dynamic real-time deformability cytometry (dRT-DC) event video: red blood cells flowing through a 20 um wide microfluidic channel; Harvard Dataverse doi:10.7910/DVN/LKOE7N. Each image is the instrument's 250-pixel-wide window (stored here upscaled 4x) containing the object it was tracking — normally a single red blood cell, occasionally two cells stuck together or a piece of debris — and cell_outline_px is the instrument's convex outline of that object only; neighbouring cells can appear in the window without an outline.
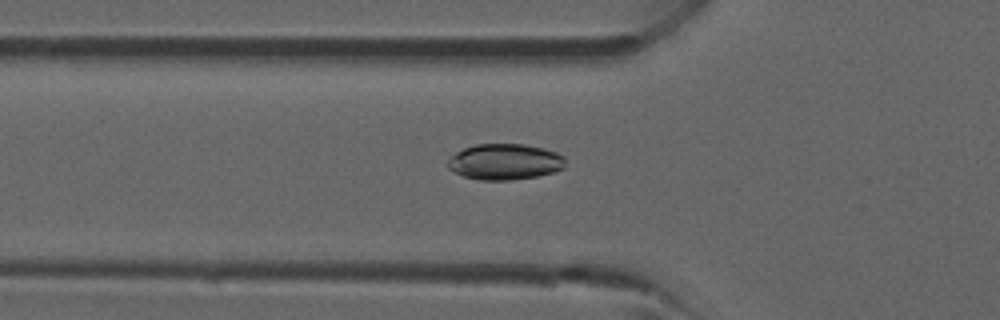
{"species": "common noctule bat (a hibernating species)", "species_latin": "Nyctalus noctula", "temperature_condition": "room temperature", "stored_images_in_passage": 22, "camera_frame_rate_fps": 3000, "um_per_image_px": 0.085, "animal": {"sex": "male", "forearm_length_mm": 52.5}, "frame": {"image": 1, "passage_image": 5, "time_ms": 1.333, "image_size_px": [1000, 320], "cell_outline_px": [[564, 168], [552, 172], [536, 176], [508, 180], [480, 180], [464, 176], [448, 168], [448, 160], [456, 152], [464, 148], [476, 144], [524, 144], [544, 148], [556, 152], [564, 156]], "centroid_in_image_um": [42.91, 13.74], "position_along_channel_um": 82.9, "area_um2": 24.45}}
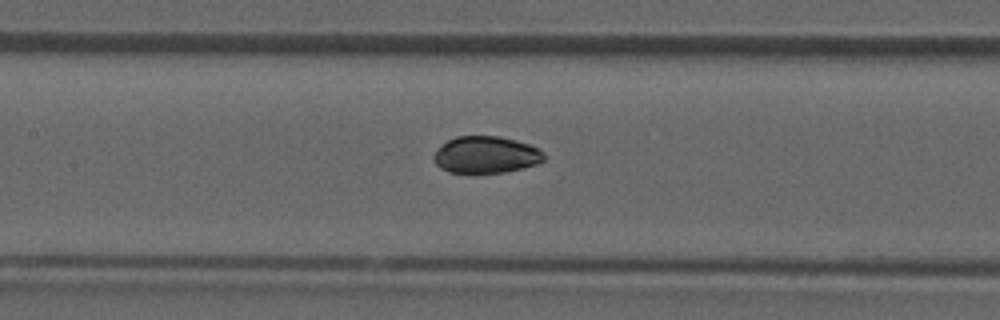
{"frame": {"image": 2, "passage_image": 10, "time_ms": 3.0, "image_size_px": [1000, 320], "cell_outline_px": [[544, 160], [536, 164], [504, 172], [472, 176], [448, 172], [440, 168], [432, 160], [432, 156], [448, 140], [456, 136], [500, 136], [516, 140], [540, 148], [544, 152]], "centroid_in_image_um": [41.28, 13.2], "position_along_channel_um": 166.1, "area_um2": 24.33}}
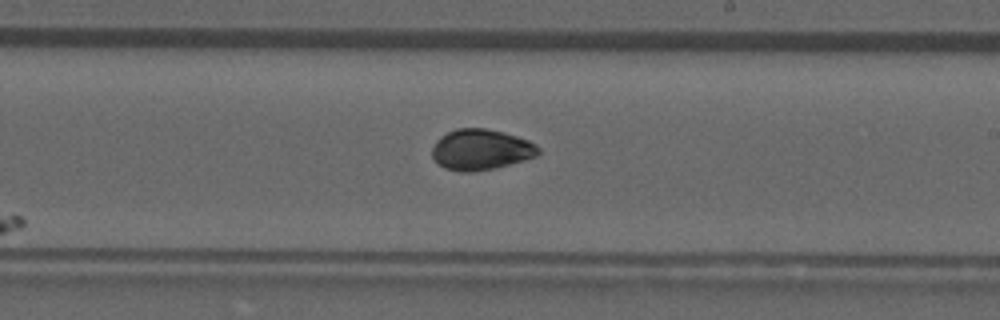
{"frame": {"image": 3, "passage_image": 15, "time_ms": 4.667, "image_size_px": [1000, 320], "cell_outline_px": [[540, 152], [536, 156], [508, 164], [492, 168], [472, 172], [460, 172], [444, 168], [432, 156], [432, 148], [436, 140], [440, 136], [456, 128], [484, 128], [504, 132], [528, 140], [536, 144], [540, 148]], "centroid_in_image_um": [40.86, 12.7], "position_along_channel_um": 248.1, "area_um2": 25.09}}